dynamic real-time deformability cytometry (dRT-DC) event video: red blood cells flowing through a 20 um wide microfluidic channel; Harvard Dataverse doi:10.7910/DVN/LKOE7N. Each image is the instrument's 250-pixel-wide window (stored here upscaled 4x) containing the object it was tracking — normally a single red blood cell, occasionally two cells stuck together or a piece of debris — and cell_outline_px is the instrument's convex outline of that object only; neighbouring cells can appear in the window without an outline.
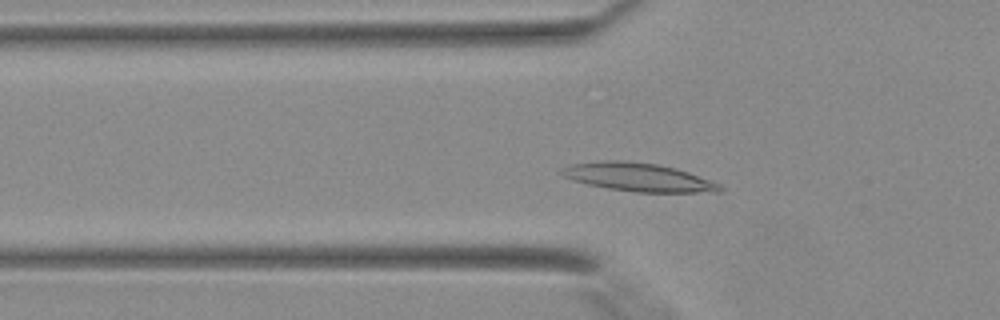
{"species": "Egyptian fruit bat (a non-hibernating species)", "species_latin": "Rousettus aegyptiacus", "temperature_condition": "warm", "stored_images_in_passage": 22, "camera_frame_rate_fps": 3000, "um_per_image_px": 0.085, "animal": {"sex": "female"}, "frame": {"image": 1, "passage_image": 9, "time_ms": 2.667, "image_size_px": [1000, 320], "cell_outline_px": [[724, 192], [636, 192], [608, 188], [588, 184], [564, 176], [560, 172], [560, 168], [572, 164], [608, 160], [616, 160], [656, 164], [676, 168], [688, 172], [720, 184], [724, 188]], "centroid_in_image_um": [54.3, 15.07], "position_along_channel_um": 71.5, "area_um2": 25.78}}
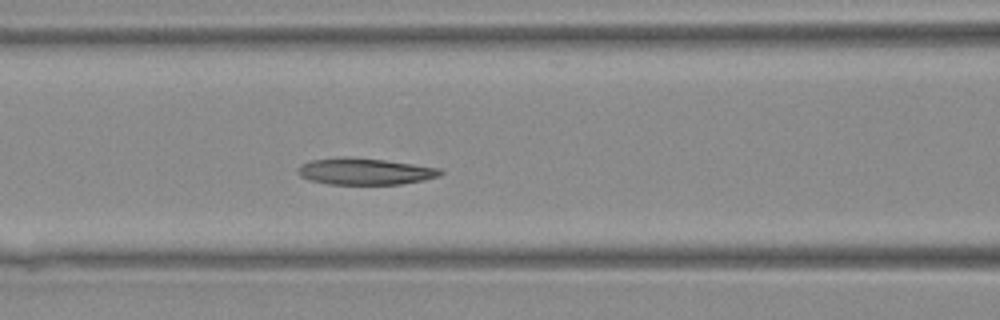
{"frame": {"image": 2, "passage_image": 13, "time_ms": 4.0, "image_size_px": [1000, 320], "cell_outline_px": [[444, 172], [440, 176], [424, 180], [400, 184], [328, 184], [308, 180], [300, 176], [296, 172], [296, 168], [300, 164], [312, 160], [340, 156], [384, 160], [440, 168]], "centroid_in_image_um": [30.97, 14.57], "position_along_channel_um": 135.6, "area_um2": 22.2}}
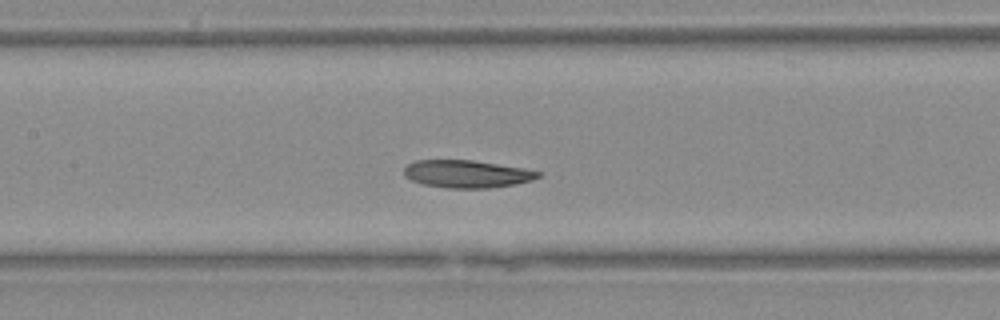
{"frame": {"image": 3, "passage_image": 15, "time_ms": 4.667, "image_size_px": [1000, 320], "cell_outline_px": [[540, 176], [532, 180], [516, 184], [488, 188], [448, 188], [424, 184], [412, 180], [404, 176], [404, 168], [408, 164], [416, 160], [472, 160], [524, 168], [540, 172]], "centroid_in_image_um": [39.68, 14.78], "position_along_channel_um": 167.7, "area_um2": 21.44}}